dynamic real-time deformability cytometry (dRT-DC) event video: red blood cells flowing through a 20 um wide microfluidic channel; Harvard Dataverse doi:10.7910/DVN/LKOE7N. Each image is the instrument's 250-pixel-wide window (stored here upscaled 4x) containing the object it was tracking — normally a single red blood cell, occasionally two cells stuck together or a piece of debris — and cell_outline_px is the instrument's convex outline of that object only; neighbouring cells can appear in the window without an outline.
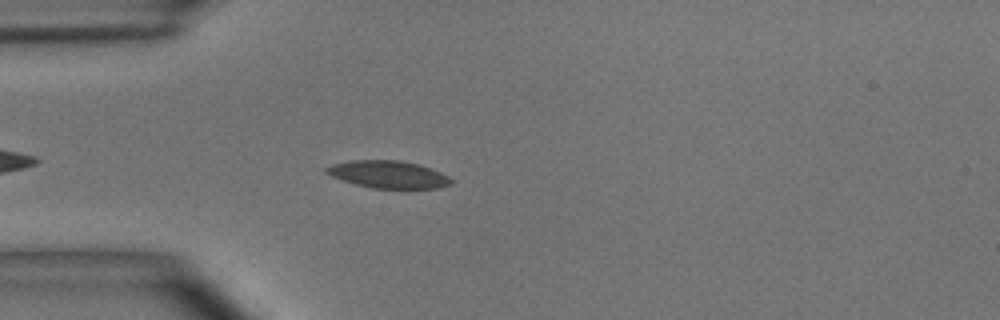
{"species": "common noctule bat (a hibernating species)", "species_latin": "Nyctalus noctula", "temperature_condition": "room temperature", "stored_images_in_passage": 44, "camera_frame_rate_fps": 3000, "um_per_image_px": 0.085, "animal": {"sex": "male", "body_mass_g": 15.6}, "frame": {"image": 1, "passage_image": 5, "time_ms": 1.333, "image_size_px": [1000, 320], "cell_outline_px": [[452, 184], [436, 188], [372, 188], [356, 184], [332, 176], [324, 172], [324, 168], [332, 164], [352, 160], [396, 160], [416, 164], [440, 172], [448, 176], [452, 180]], "centroid_in_image_um": [32.97, 14.82], "position_along_channel_um": 52.0, "area_um2": 19.59}}
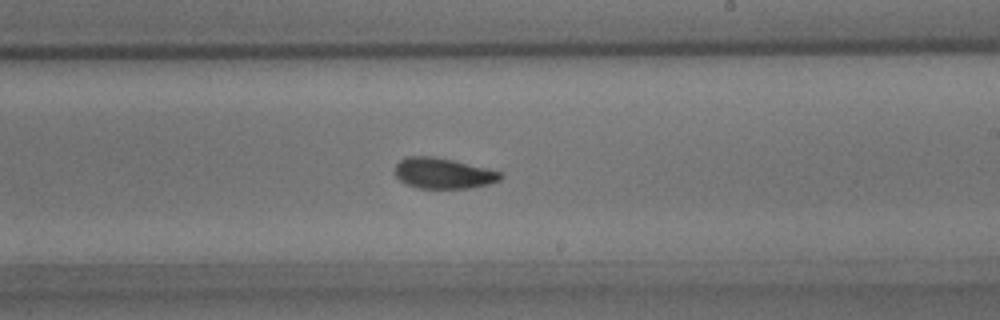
{"frame": {"image": 2, "passage_image": 22, "time_ms": 7.0, "image_size_px": [1000, 320], "cell_outline_px": [[504, 176], [500, 180], [488, 184], [468, 188], [420, 188], [408, 184], [400, 180], [396, 176], [396, 164], [400, 160], [408, 156], [432, 156], [452, 160], [488, 168], [504, 172]], "centroid_in_image_um": [37.72, 14.72], "position_along_channel_um": 251.3, "area_um2": 18.79}}
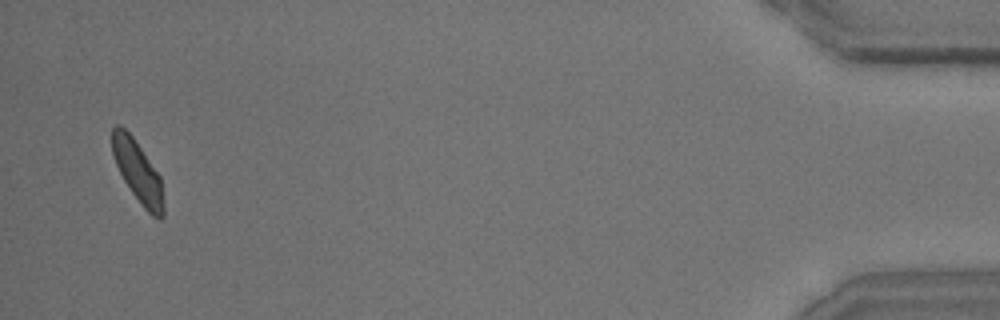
{"frame": {"image": 3, "passage_image": 43, "time_ms": 14.0, "image_size_px": [1000, 320], "cell_outline_px": [[164, 216], [160, 220], [152, 216], [144, 208], [132, 192], [124, 180], [116, 164], [112, 152], [112, 128], [116, 124], [120, 124], [132, 136], [160, 176], [164, 208]], "centroid_in_image_um": [11.71, 14.6], "position_along_channel_um": 423.5, "area_um2": 18.15}, "authors_computed_cell_mechanics": {"area_um2": 19.1029, "velocity_mm_per_s": 3.6522, "shape_relaxation_time_tau1_ms": 3.1412, "shape_relaxation_time_tau2_ms": 1.9007, "deformation_change_tau1": 0.097, "deformation_change_tau2": 0.0709}}